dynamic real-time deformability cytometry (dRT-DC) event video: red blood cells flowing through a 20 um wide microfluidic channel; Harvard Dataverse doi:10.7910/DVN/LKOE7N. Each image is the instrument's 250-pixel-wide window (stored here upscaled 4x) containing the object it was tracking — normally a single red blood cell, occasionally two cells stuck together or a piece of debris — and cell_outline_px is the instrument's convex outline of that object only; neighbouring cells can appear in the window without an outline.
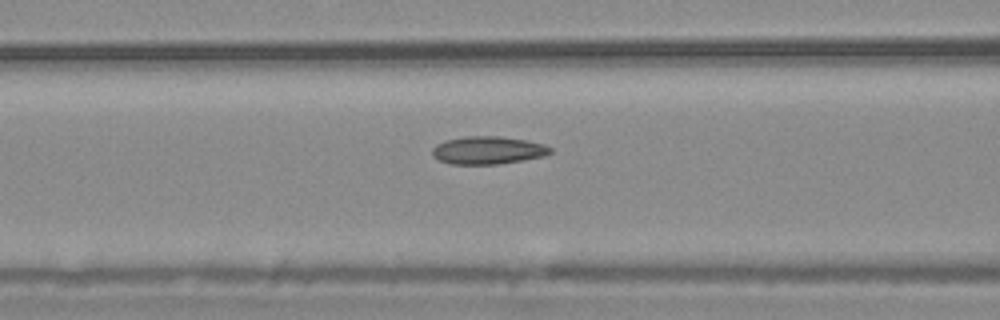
{"species": "common noctule bat (a hibernating species)", "species_latin": "Nyctalus noctula", "temperature_condition": "warm", "stored_images_in_passage": 51, "camera_frame_rate_fps": 3000, "um_per_image_px": 0.085, "animal": {"sex": "male", "body_mass_g": 20.4}, "frame": {"image": 1, "passage_image": 19, "time_ms": 6.0, "image_size_px": [1000, 320], "cell_outline_px": [[552, 152], [544, 156], [524, 160], [500, 164], [448, 164], [432, 156], [432, 148], [436, 144], [444, 140], [464, 136], [500, 136], [528, 140], [544, 144], [552, 148]], "centroid_in_image_um": [41.47, 12.77], "position_along_channel_um": 125.1, "area_um2": 19.42}}
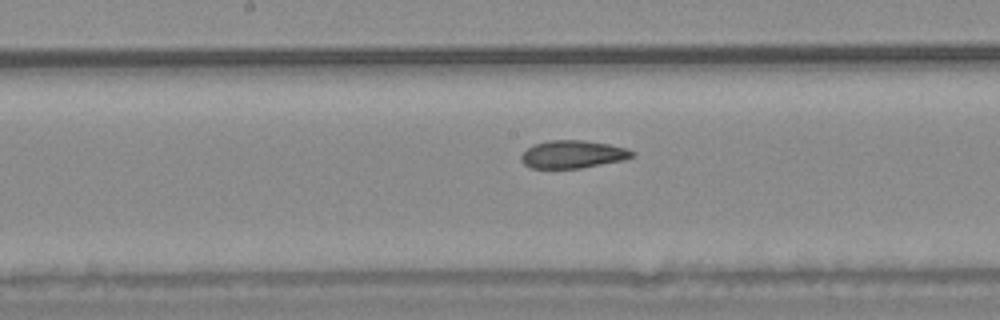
{"frame": {"image": 2, "passage_image": 25, "time_ms": 8.0, "image_size_px": [1000, 320], "cell_outline_px": [[636, 156], [624, 160], [580, 168], [532, 168], [524, 164], [520, 160], [520, 156], [532, 144], [552, 140], [584, 140], [608, 144], [628, 148], [636, 152]], "centroid_in_image_um": [48.72, 13.11], "position_along_channel_um": 199.5, "area_um2": 18.09}}
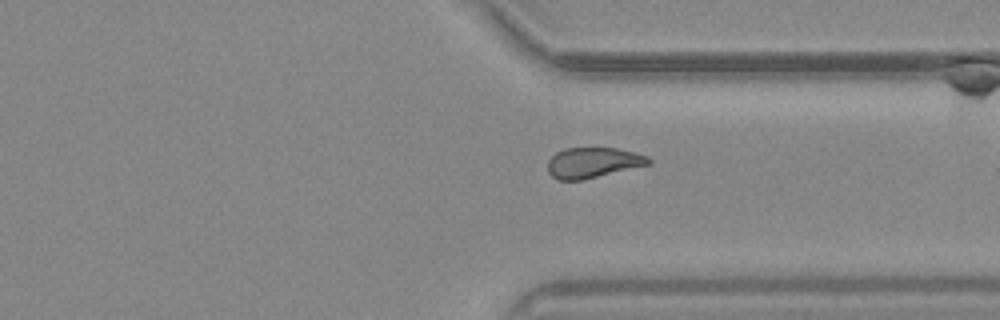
{"frame": {"image": 3, "passage_image": 38, "time_ms": 12.333, "image_size_px": [1000, 320], "cell_outline_px": [[652, 164], [584, 180], [556, 180], [548, 172], [548, 160], [556, 152], [564, 148], [616, 148], [648, 156], [652, 160]], "centroid_in_image_um": [50.41, 13.83], "position_along_channel_um": 361.0, "area_um2": 18.09}, "authors_computed_cell_mechanics": {"area_um2": 18.9584, "velocity_mm_per_s": 3.7211, "shape_relaxation_time_tau1_ms": 6.0578, "shape_relaxation_time_tau2_ms": 2.173, "deformation_change_tau1": 0.1531, "deformation_change_tau2": 0.0919}}